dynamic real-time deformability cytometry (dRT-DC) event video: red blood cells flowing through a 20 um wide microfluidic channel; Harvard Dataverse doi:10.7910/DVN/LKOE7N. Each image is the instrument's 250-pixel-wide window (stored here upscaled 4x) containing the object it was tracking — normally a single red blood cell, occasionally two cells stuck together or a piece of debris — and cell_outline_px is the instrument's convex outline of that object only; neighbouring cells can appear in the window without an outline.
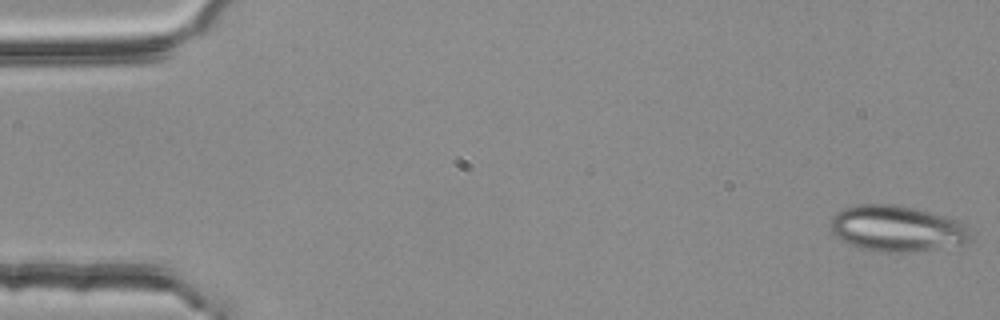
{"species": "common noctule bat (a hibernating species)", "species_latin": "Nyctalus noctula", "temperature_condition": "room temperature", "stored_images_in_passage": 53, "camera_frame_rate_fps": 3000, "um_per_image_px": 0.085, "animal": {"sex": "female", "body_mass_g": 25.1}, "frame": {"image": 1, "passage_image": 1, "time_ms": 0.0, "image_size_px": [1000, 320], "cell_outline_px": [[972, 240], [960, 244], [912, 252], [884, 252], [860, 248], [848, 244], [836, 236], [832, 232], [832, 216], [836, 212], [844, 208], [860, 204], [892, 204], [912, 208], [928, 212], [956, 220], [964, 224], [968, 228], [972, 236]], "centroid_in_image_um": [76.22, 19.43], "position_along_channel_um": 8.8, "area_um2": 37.11}}
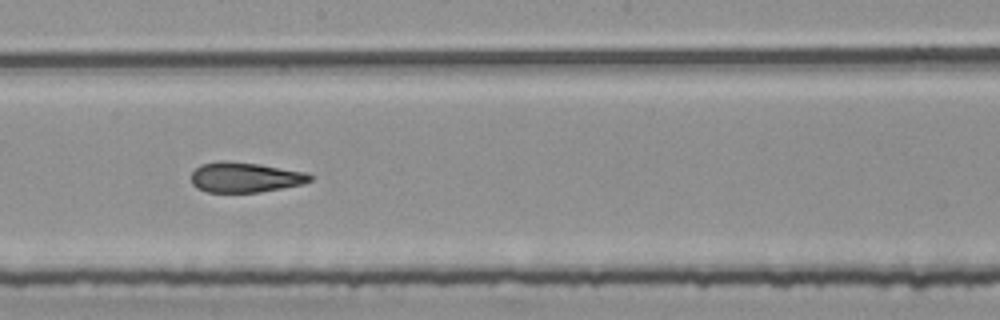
{"frame": {"image": 2, "passage_image": 30, "time_ms": 9.667, "image_size_px": [1000, 320], "cell_outline_px": [[316, 176], [312, 180], [304, 184], [284, 188], [260, 192], [208, 192], [196, 188], [192, 184], [192, 172], [200, 164], [216, 160], [224, 160], [260, 164], [308, 172]], "centroid_in_image_um": [20.88, 15.06], "position_along_channel_um": 227.3, "area_um2": 21.33}}
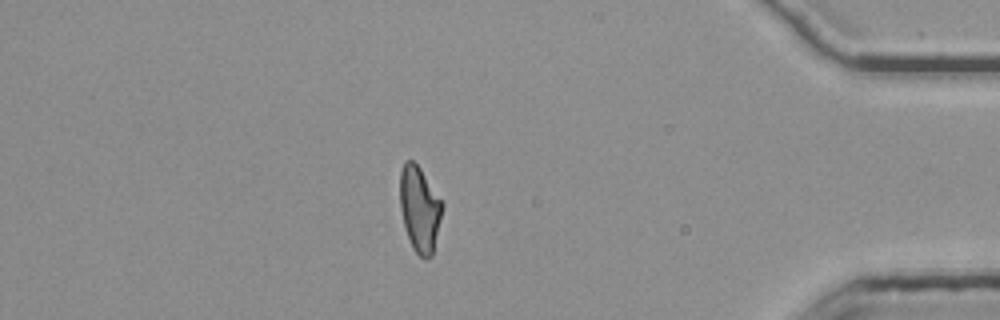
{"frame": {"image": 3, "passage_image": 47, "time_ms": 15.333, "image_size_px": [1000, 320], "cell_outline_px": [[444, 204], [432, 256], [428, 260], [424, 260], [412, 248], [404, 224], [400, 208], [400, 172], [404, 160], [412, 160], [420, 168]], "centroid_in_image_um": [35.67, 17.78], "position_along_channel_um": 399.5, "area_um2": 21.04}, "authors_computed_cell_mechanics": {"area_um2": 21.7328, "velocity_mm_per_s": 3.7721, "shape_relaxation_time_tau1_ms": null, "shape_relaxation_time_tau2_ms": 2.489, "deformation_change_tau1": null, "deformation_change_tau2": 0.1111}}